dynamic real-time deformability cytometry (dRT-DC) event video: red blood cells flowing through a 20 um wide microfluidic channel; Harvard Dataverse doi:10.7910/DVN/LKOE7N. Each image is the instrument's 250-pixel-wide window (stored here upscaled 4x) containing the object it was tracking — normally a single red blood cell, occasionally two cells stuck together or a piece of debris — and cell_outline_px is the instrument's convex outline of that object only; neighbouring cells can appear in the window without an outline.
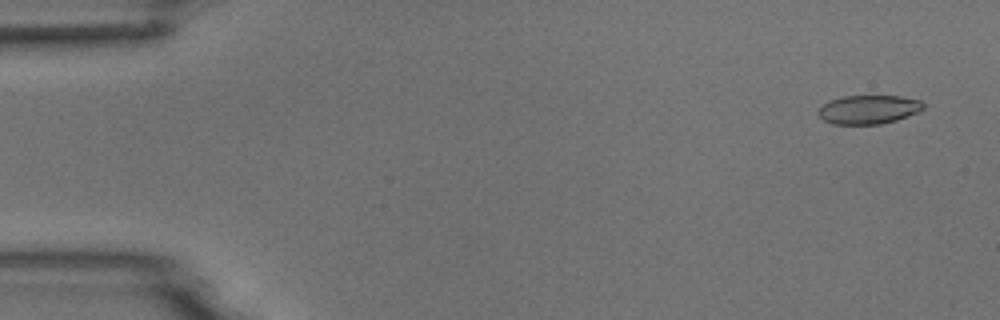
{"species": "common noctule bat (a hibernating species)", "species_latin": "Nyctalus noctula", "temperature_condition": "room temperature", "stored_images_in_passage": 4, "camera_frame_rate_fps": 3000, "um_per_image_px": 0.085, "animal": {"sex": "male", "body_mass_g": 18.8}, "frame": {"image": 1, "passage_image": 1, "time_ms": 0.0, "image_size_px": [1000, 320], "cell_outline_px": [[924, 108], [908, 116], [896, 120], [880, 124], [832, 124], [824, 120], [816, 112], [828, 100], [844, 96], [900, 96], [920, 100], [924, 104]], "centroid_in_image_um": [73.81, 9.3], "position_along_channel_um": 11.2, "area_um2": 17.57}}
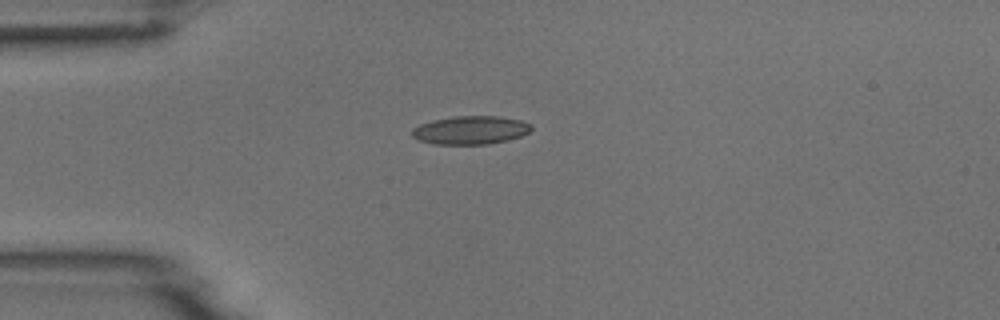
{"frame": {"image": 2, "passage_image": 4, "time_ms": 1.0, "image_size_px": [1000, 320], "cell_outline_px": [[532, 128], [528, 132], [520, 136], [508, 140], [488, 144], [432, 144], [416, 140], [412, 136], [412, 128], [420, 124], [432, 120], [456, 116], [500, 116], [520, 120], [532, 124]], "centroid_in_image_um": [39.97, 11.06], "position_along_channel_um": 45.0, "area_um2": 19.83}}